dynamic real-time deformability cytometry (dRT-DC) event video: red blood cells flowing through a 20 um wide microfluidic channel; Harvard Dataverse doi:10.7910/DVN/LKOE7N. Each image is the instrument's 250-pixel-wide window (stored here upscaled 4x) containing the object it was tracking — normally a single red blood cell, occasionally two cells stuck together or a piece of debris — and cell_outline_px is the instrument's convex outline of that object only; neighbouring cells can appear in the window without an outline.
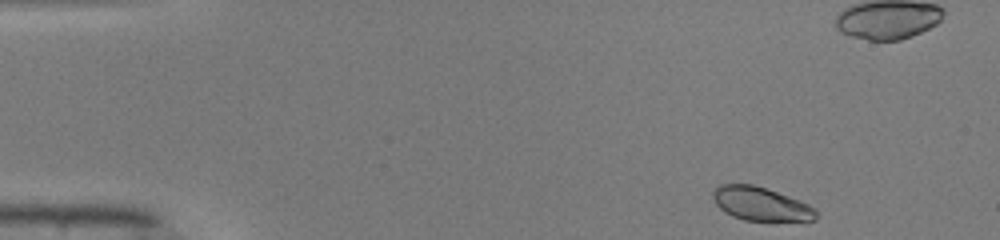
{"species": "common noctule bat (a hibernating species)", "species_latin": "Nyctalus noctula", "temperature_condition": "warm", "stored_images_in_passage": 46, "camera_frame_rate_fps": 3000, "um_per_image_px": 0.085, "animal": {"sex": "male", "body_mass_g": 19.0, "forearm_length_mm": 50.8}, "frame": {"image": 1, "passage_image": 1, "time_ms": 0.0, "image_size_px": [1000, 240], "cell_outline_px": [[820, 216], [816, 220], [744, 220], [732, 216], [724, 212], [716, 204], [712, 196], [712, 192], [720, 184], [752, 184], [800, 200], [816, 208]], "centroid_in_image_um": [64.68, 17.33], "position_along_channel_um": 20.3, "area_um2": 20.11}}
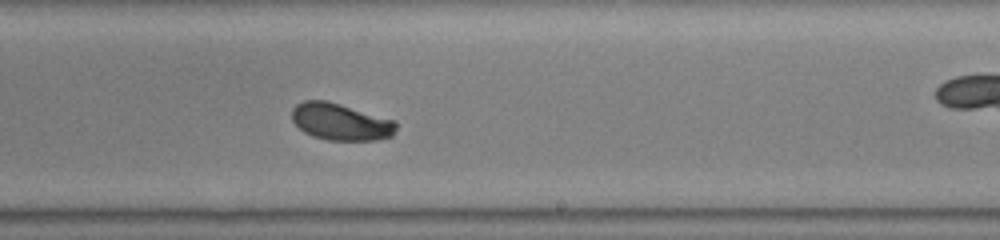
{"frame": {"image": 2, "passage_image": 26, "time_ms": 8.333, "image_size_px": [1000, 240], "cell_outline_px": [[396, 128], [392, 136], [376, 140], [328, 140], [312, 136], [304, 132], [292, 120], [292, 108], [296, 104], [304, 100], [324, 100], [340, 104], [396, 120]], "centroid_in_image_um": [28.95, 10.35], "position_along_channel_um": 260.0, "area_um2": 22.43}}
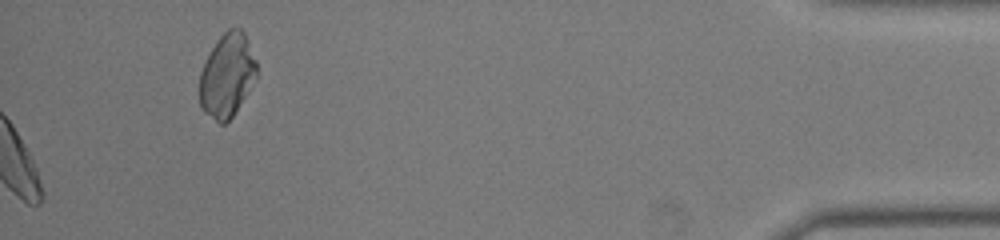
{"frame": {"image": 3, "passage_image": 46, "time_ms": 15.0, "image_size_px": [1000, 240], "cell_outline_px": [[256, 80], [232, 116], [224, 124], [220, 124], [204, 112], [200, 104], [200, 72], [212, 48], [220, 36], [228, 28], [240, 28], [244, 32], [256, 60]], "centroid_in_image_um": [19.31, 6.41], "position_along_channel_um": 415.9, "area_um2": 27.51}, "authors_computed_cell_mechanics": {"area_um2": 22.3686, "velocity_mm_per_s": 4.0812, "shape_relaxation_time_tau1_ms": 2.7389, "shape_relaxation_time_tau2_ms": null, "deformation_change_tau1": 0.1272, "deformation_change_tau2": null}}